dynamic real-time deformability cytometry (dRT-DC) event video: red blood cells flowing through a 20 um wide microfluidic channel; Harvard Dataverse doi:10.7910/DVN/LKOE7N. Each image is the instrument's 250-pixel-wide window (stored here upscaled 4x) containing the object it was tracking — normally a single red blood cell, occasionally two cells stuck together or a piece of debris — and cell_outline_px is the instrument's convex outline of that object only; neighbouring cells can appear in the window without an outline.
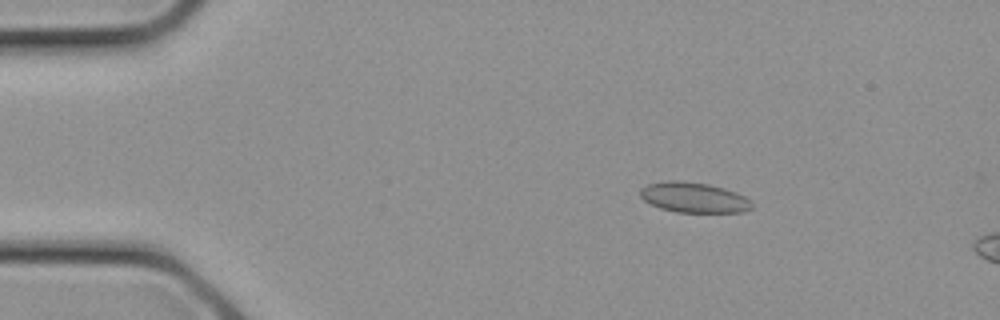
{"species": "common noctule bat (a hibernating species)", "species_latin": "Nyctalus noctula", "temperature_condition": "cold", "stored_images_in_passage": 8, "camera_frame_rate_fps": 3000, "um_per_image_px": 0.085, "animal": {"sex": "female", "body_mass_g": 21.9}, "frame": {"image": 1, "passage_image": 5, "time_ms": 1.333, "image_size_px": [1000, 320], "cell_outline_px": [[752, 208], [744, 212], [676, 212], [660, 208], [644, 200], [640, 196], [640, 188], [648, 184], [668, 180], [680, 180], [708, 184], [724, 188], [736, 192], [752, 200]], "centroid_in_image_um": [58.99, 16.78], "position_along_channel_um": 26.0, "area_um2": 19.77}}